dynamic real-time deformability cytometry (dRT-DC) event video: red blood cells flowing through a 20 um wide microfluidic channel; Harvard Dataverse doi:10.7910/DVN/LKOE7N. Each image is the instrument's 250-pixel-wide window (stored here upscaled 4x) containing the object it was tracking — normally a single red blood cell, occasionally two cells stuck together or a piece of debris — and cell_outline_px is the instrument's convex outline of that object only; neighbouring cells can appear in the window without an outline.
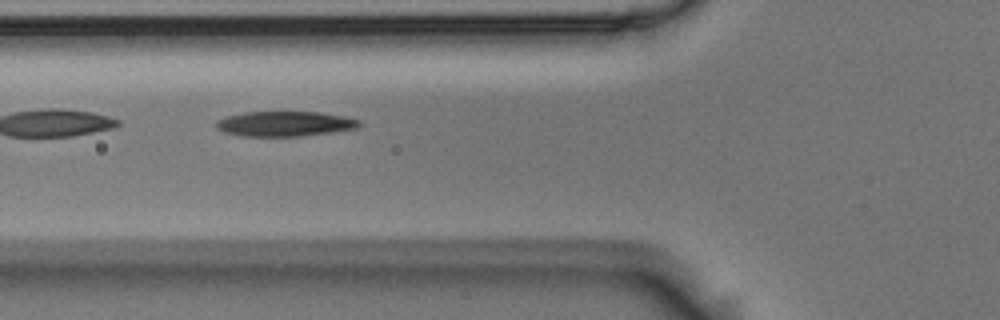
{"species": "Egyptian fruit bat (a non-hibernating species)", "species_latin": "Rousettus aegyptiacus", "temperature_condition": "room temperature", "stored_images_in_passage": 4, "camera_frame_rate_fps": 3000, "um_per_image_px": 0.085, "animal": {"sex": "male"}, "frame": {"image": 1, "passage_image": 3, "time_ms": 0.667, "image_size_px": [1000, 320], "cell_outline_px": [[360, 124], [356, 128], [300, 136], [240, 136], [224, 132], [216, 128], [216, 120], [228, 116], [244, 112], [320, 112], [360, 120]], "centroid_in_image_um": [24.14, 10.52], "position_along_channel_um": 101.7, "area_um2": 20.58}}